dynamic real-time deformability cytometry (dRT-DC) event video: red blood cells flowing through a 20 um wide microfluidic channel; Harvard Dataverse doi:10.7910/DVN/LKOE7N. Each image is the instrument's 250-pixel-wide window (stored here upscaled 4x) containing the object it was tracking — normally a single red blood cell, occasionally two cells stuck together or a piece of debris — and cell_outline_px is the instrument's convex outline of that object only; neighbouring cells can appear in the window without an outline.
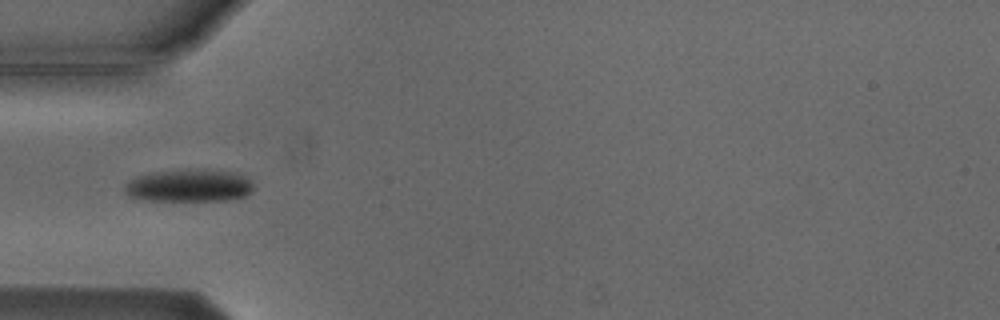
{"species": "Egyptian fruit bat (a non-hibernating species)", "species_latin": "Rousettus aegyptiacus", "temperature_condition": "cold", "stored_images_in_passage": 8, "camera_frame_rate_fps": 3000, "um_per_image_px": 0.085, "animal": {"sex": "male"}, "frame": {"image": 1, "passage_image": 5, "time_ms": 4.667, "image_size_px": [1000, 320], "cell_outline_px": [[252, 188], [244, 196], [224, 200], [144, 200], [128, 196], [124, 192], [124, 188], [128, 180], [136, 176], [152, 172], [188, 168], [204, 168], [236, 172], [244, 176], [252, 184]], "centroid_in_image_um": [16.01, 15.74], "position_along_channel_um": 69.0, "area_um2": 24.68}}
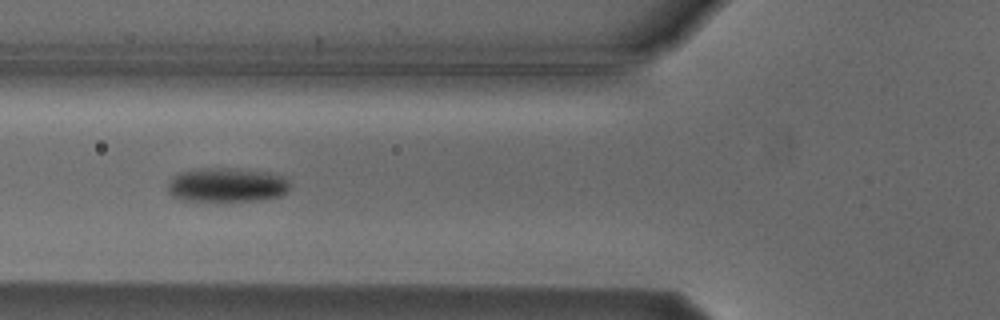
{"frame": {"image": 2, "passage_image": 6, "time_ms": 5.667, "image_size_px": [1000, 320], "cell_outline_px": [[292, 188], [280, 196], [264, 200], [180, 200], [172, 196], [168, 192], [168, 184], [172, 176], [180, 172], [200, 168], [224, 168], [268, 172], [288, 176], [292, 184]], "centroid_in_image_um": [19.35, 15.71], "position_along_channel_um": 106.5, "area_um2": 24.62}}
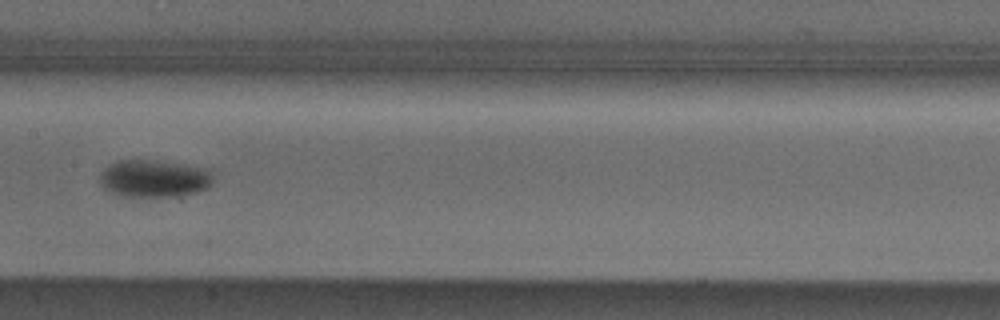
{"frame": {"image": 3, "passage_image": 8, "time_ms": 8.0, "image_size_px": [1000, 320], "cell_outline_px": [[212, 184], [208, 188], [196, 192], [172, 196], [124, 196], [112, 192], [104, 188], [100, 180], [100, 176], [104, 168], [108, 164], [116, 160], [152, 160], [212, 168]], "centroid_in_image_um": [13.13, 15.15], "position_along_channel_um": 194.3, "area_um2": 24.74}}